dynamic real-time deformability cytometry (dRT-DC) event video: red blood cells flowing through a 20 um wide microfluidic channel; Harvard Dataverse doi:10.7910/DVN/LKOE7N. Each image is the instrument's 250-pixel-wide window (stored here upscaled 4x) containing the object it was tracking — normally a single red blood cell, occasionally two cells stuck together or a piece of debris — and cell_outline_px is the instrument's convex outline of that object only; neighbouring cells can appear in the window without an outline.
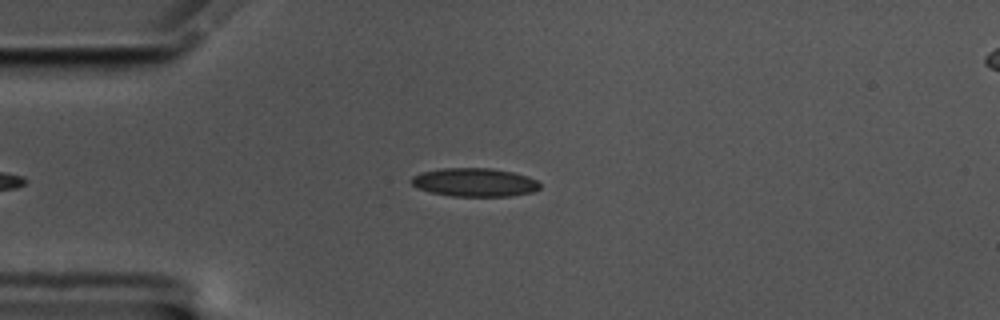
{"species": "common noctule bat (a hibernating species)", "species_latin": "Nyctalus noctula", "temperature_condition": "cold", "stored_images_in_passage": 42, "camera_frame_rate_fps": 3000, "um_per_image_px": 0.085, "animal": {"sex": "male", "body_mass_g": 17.5, "forearm_length_mm": 52.3}, "frame": {"image": 1, "passage_image": 4, "time_ms": 1.0, "image_size_px": [1000, 320], "cell_outline_px": [[540, 188], [532, 192], [512, 196], [452, 196], [432, 192], [420, 188], [412, 184], [408, 180], [412, 176], [420, 172], [440, 168], [492, 168], [512, 172], [528, 176], [536, 180], [540, 184]], "centroid_in_image_um": [40.33, 15.49], "position_along_channel_um": 44.7, "area_um2": 21.39}}
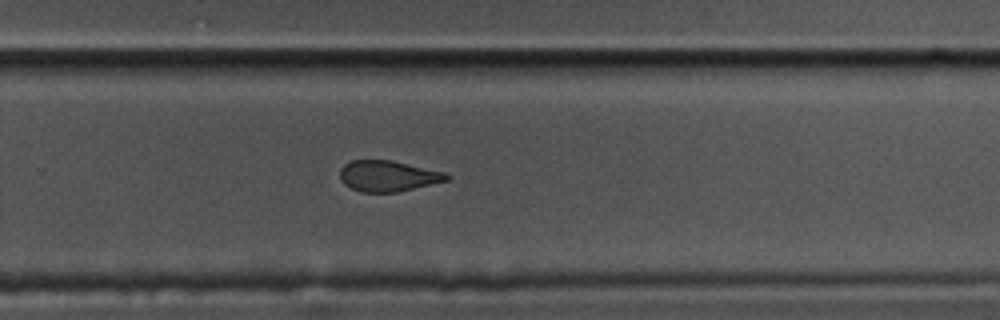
{"frame": {"image": 2, "passage_image": 27, "time_ms": 8.667, "image_size_px": [1000, 320], "cell_outline_px": [[452, 176], [448, 180], [396, 192], [360, 192], [344, 184], [340, 180], [340, 168], [344, 164], [352, 160], [392, 160], [448, 172]], "centroid_in_image_um": [33.0, 14.95], "position_along_channel_um": 296.8, "area_um2": 19.36}}
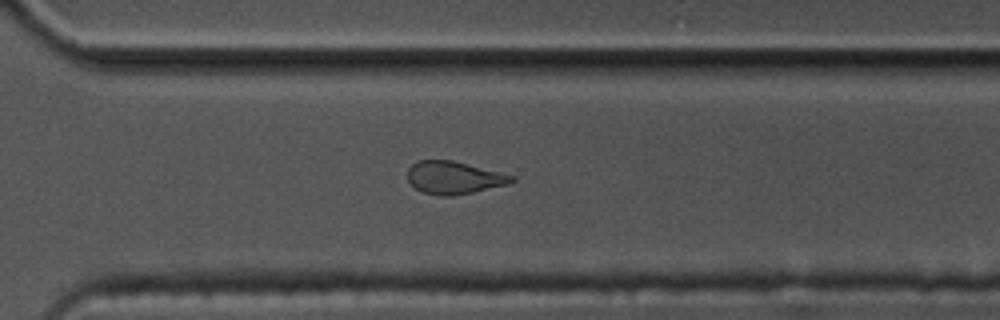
{"frame": {"image": 3, "passage_image": 30, "time_ms": 9.667, "image_size_px": [1000, 320], "cell_outline_px": [[516, 180], [508, 184], [456, 196], [440, 196], [424, 192], [416, 188], [408, 180], [408, 168], [412, 164], [420, 160], [452, 160], [516, 176]], "centroid_in_image_um": [38.61, 15.1], "position_along_channel_um": 332.0, "area_um2": 19.77}, "authors_computed_cell_mechanics": {"area_um2": 20.7791, "velocity_mm_per_s": 3.5206, "shape_relaxation_time_tau1_ms": 6.5926, "shape_relaxation_time_tau2_ms": 2.066, "deformation_change_tau1": 0.1723, "deformation_change_tau2": 0.0948}}